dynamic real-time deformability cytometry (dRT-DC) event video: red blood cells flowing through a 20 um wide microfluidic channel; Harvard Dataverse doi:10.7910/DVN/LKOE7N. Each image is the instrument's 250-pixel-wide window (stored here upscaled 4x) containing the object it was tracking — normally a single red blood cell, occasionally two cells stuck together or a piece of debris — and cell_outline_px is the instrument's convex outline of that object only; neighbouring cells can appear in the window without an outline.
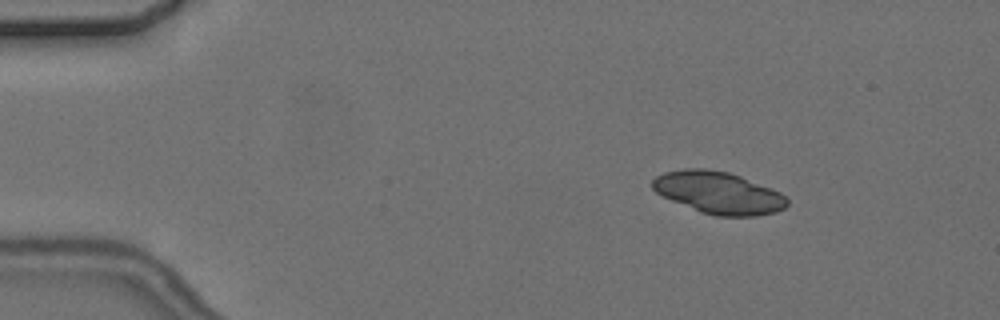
{"species": "common noctule bat (a hibernating species)", "species_latin": "Nyctalus noctula", "temperature_condition": "cold", "stored_images_in_passage": 9, "segment_of_instrument_passage": [1, 2], "camera_frame_rate_fps": 3000, "um_per_image_px": 0.085, "animal": {"sex": "female", "body_mass_g": 24.6, "forearm_length_mm": 56.2}, "frame": {"image": 1, "passage_image": 2, "time_ms": 1.667, "image_size_px": [1000, 320], "cell_outline_px": [[788, 204], [784, 208], [776, 212], [756, 216], [712, 216], [700, 212], [672, 200], [656, 192], [652, 188], [652, 180], [656, 176], [664, 172], [684, 168], [704, 168], [728, 172], [740, 176], [780, 192], [788, 200]], "centroid_in_image_um": [61.06, 16.38], "position_along_channel_um": 23.9, "area_um2": 32.95}}